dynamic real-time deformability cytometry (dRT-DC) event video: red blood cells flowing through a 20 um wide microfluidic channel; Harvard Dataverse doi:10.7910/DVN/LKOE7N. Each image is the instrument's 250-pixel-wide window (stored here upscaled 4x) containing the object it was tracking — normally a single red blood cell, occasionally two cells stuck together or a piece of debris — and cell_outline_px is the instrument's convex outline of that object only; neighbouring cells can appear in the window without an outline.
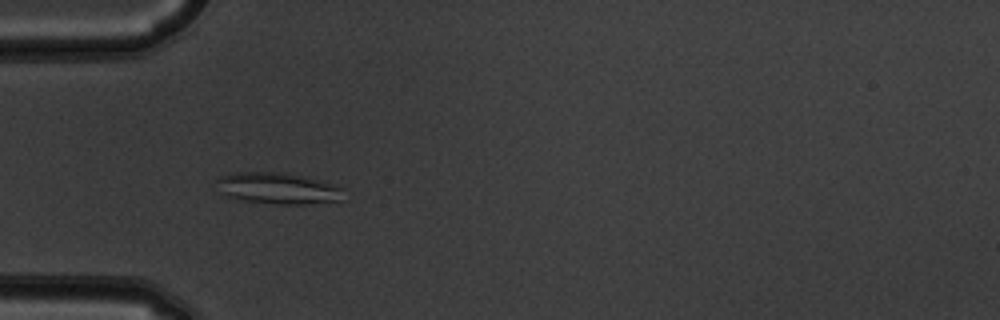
{"species": "common noctule bat (a hibernating species)", "species_latin": "Nyctalus noctula", "temperature_condition": "warm", "stored_images_in_passage": 5, "camera_frame_rate_fps": 3000, "um_per_image_px": 0.085, "animal": {"sex": "male", "body_mass_g": 19.5, "forearm_length_mm": 54.6}, "frame": {"image": 1, "passage_image": 4, "time_ms": 1.0, "image_size_px": [1000, 320], "cell_outline_px": [[348, 200], [304, 204], [280, 204], [244, 200], [220, 196], [216, 180], [220, 176], [236, 172], [284, 172], [308, 176], [344, 188]], "centroid_in_image_um": [23.68, 16.0], "position_along_channel_um": 61.3, "area_um2": 23.87}}
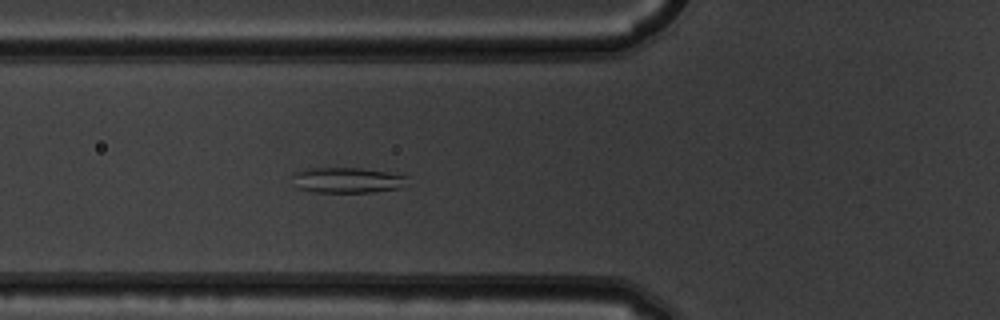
{"frame": {"image": 2, "passage_image": 5, "time_ms": 1.333, "image_size_px": [1000, 320], "cell_outline_px": [[408, 176], [400, 188], [372, 192], [316, 192], [300, 188], [292, 172], [308, 168], [360, 168], [408, 172]], "centroid_in_image_um": [29.67, 15.28], "position_along_channel_um": 96.1, "area_um2": 17.28}}